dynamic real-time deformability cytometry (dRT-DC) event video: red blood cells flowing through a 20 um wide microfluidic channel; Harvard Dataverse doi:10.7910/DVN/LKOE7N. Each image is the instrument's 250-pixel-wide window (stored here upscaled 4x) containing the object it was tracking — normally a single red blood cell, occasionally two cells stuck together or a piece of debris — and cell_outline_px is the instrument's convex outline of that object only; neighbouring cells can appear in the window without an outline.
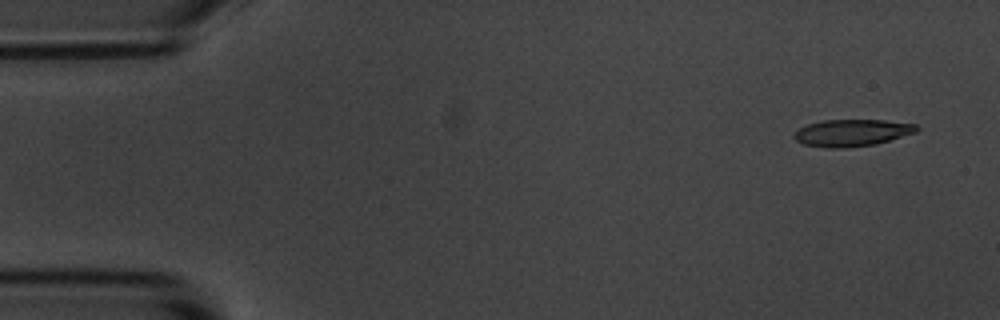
{"species": "common noctule bat (a hibernating species)", "species_latin": "Nyctalus noctula", "temperature_condition": "room temperature", "stored_images_in_passage": 4, "camera_frame_rate_fps": 3000, "um_per_image_px": 0.085, "animal": {"sex": "male", "body_mass_g": 20.1, "forearm_length_mm": 53.5}, "frame": {"image": 1, "passage_image": 1, "time_ms": 0.0, "image_size_px": [1000, 320], "cell_outline_px": [[920, 128], [916, 132], [876, 144], [844, 148], [824, 148], [804, 144], [796, 140], [792, 136], [800, 128], [808, 124], [824, 120], [884, 120], [916, 124]], "centroid_in_image_um": [72.42, 11.29], "position_along_channel_um": 12.6, "area_um2": 19.19}}